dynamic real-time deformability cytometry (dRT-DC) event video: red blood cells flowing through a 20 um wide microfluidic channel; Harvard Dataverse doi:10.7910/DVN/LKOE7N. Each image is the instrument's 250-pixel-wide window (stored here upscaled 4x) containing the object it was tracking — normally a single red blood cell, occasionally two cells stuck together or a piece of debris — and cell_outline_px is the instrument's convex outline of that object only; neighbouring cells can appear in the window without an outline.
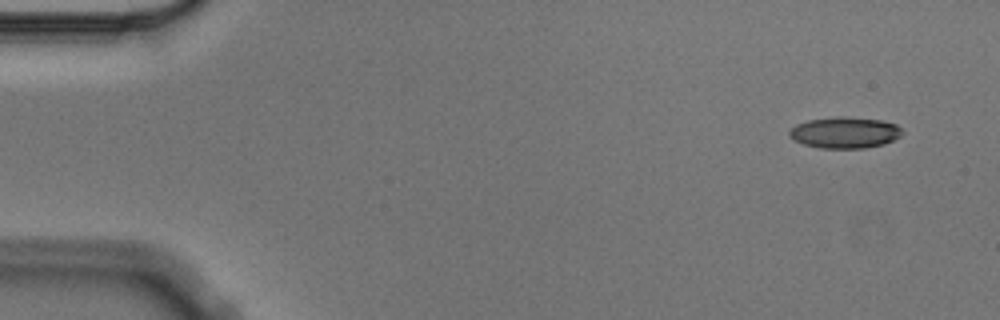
{"species": "Egyptian fruit bat (a non-hibernating species)", "species_latin": "Rousettus aegyptiacus", "temperature_condition": "cold", "stored_images_in_passage": 4, "camera_frame_rate_fps": 3000, "um_per_image_px": 0.085, "animal": {"sex": "male"}, "frame": {"image": 1, "passage_image": 1, "time_ms": 0.0, "image_size_px": [1000, 320], "cell_outline_px": [[904, 132], [900, 136], [884, 144], [864, 148], [820, 148], [804, 144], [788, 136], [788, 132], [796, 124], [808, 120], [840, 116], [844, 116], [880, 120], [896, 124]], "centroid_in_image_um": [71.81, 11.26], "position_along_channel_um": 13.2, "area_um2": 20.46}}